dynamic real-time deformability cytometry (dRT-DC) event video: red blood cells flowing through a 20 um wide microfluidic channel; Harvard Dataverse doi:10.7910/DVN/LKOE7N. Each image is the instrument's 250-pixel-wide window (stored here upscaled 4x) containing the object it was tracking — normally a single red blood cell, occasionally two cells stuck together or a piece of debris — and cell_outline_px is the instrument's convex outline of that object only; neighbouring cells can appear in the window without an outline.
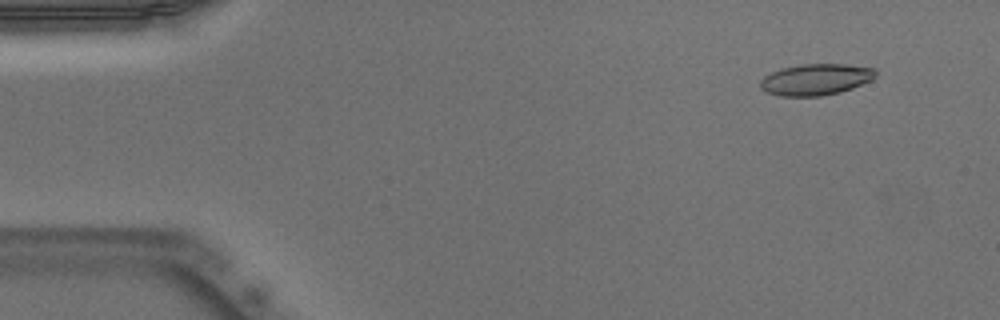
{"species": "Egyptian fruit bat (a non-hibernating species)", "species_latin": "Rousettus aegyptiacus", "temperature_condition": "warm", "stored_images_in_passage": 14, "camera_frame_rate_fps": 3000, "um_per_image_px": 0.085, "animal": {"sex": "male"}, "frame": {"image": 1, "passage_image": 5, "time_ms": 1.333, "image_size_px": [1000, 320], "cell_outline_px": [[876, 76], [872, 80], [852, 88], [840, 92], [820, 96], [780, 96], [764, 92], [760, 88], [760, 80], [764, 76], [780, 68], [800, 64], [844, 64], [876, 68]], "centroid_in_image_um": [69.32, 6.75], "position_along_channel_um": 15.7, "area_um2": 21.27}}